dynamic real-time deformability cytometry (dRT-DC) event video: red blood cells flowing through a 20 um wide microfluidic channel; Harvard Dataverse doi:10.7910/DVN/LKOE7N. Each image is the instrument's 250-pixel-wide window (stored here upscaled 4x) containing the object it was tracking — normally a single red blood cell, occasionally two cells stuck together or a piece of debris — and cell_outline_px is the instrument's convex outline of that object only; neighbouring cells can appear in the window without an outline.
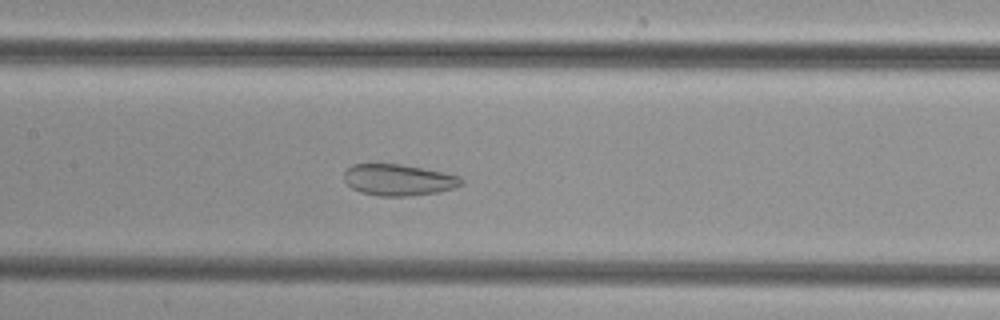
{"species": "common noctule bat (a hibernating species)", "species_latin": "Nyctalus noctula", "temperature_condition": "cold", "stored_images_in_passage": 46, "camera_frame_rate_fps": 3000, "um_per_image_px": 0.085, "animal": {"sex": "female", "body_mass_g": 29.2, "forearm_length_mm": 56.3}, "frame": {"image": 1, "passage_image": 19, "time_ms": 6.0, "image_size_px": [1000, 320], "cell_outline_px": [[464, 184], [456, 188], [436, 192], [408, 196], [380, 196], [360, 192], [352, 188], [344, 180], [344, 172], [352, 164], [400, 164], [444, 172], [460, 176], [464, 180]], "centroid_in_image_um": [33.9, 15.29], "position_along_channel_um": 173.5, "area_um2": 21.5}}
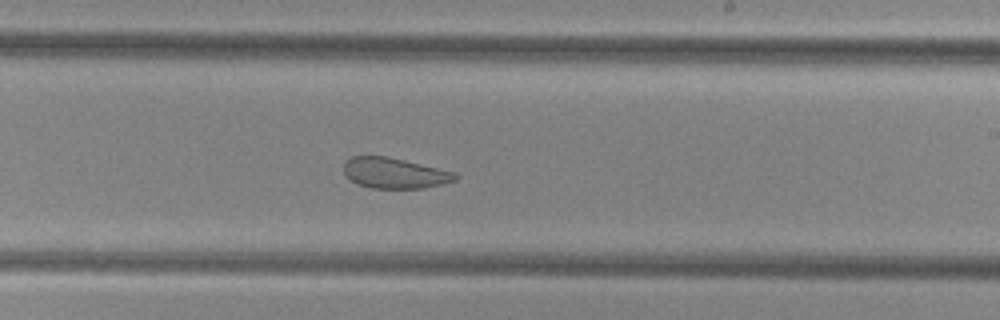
{"frame": {"image": 2, "passage_image": 25, "time_ms": 8.0, "image_size_px": [1000, 320], "cell_outline_px": [[460, 176], [456, 180], [444, 184], [424, 188], [372, 188], [356, 184], [344, 172], [344, 160], [352, 156], [388, 156], [456, 172]], "centroid_in_image_um": [33.57, 14.71], "position_along_channel_um": 255.4, "area_um2": 20.06}}
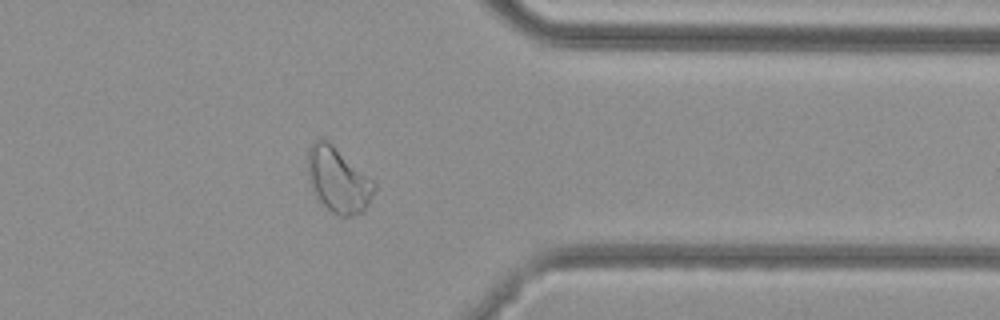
{"frame": {"image": 3, "passage_image": 35, "time_ms": 11.333, "image_size_px": [1000, 320], "cell_outline_px": [[376, 188], [364, 212], [352, 216], [340, 216], [332, 212], [312, 192], [308, 184], [308, 148], [316, 140], [328, 140], [372, 180], [376, 184]], "centroid_in_image_um": [28.73, 15.32], "position_along_channel_um": 382.7, "area_um2": 25.03}}